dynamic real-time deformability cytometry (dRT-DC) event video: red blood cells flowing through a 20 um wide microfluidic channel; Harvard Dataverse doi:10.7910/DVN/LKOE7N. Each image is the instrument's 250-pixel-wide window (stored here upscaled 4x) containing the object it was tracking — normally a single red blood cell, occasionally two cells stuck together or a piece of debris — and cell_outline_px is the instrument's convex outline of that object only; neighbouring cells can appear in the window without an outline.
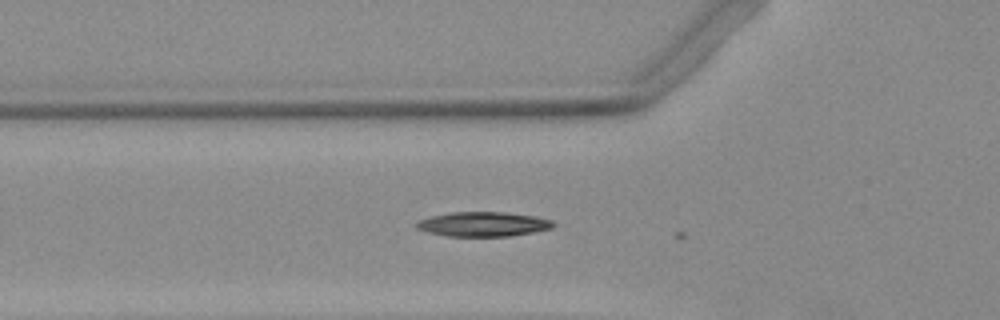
{"species": "Egyptian fruit bat (a non-hibernating species)", "species_latin": "Rousettus aegyptiacus", "temperature_condition": "warm", "stored_images_in_passage": 3, "camera_frame_rate_fps": 3000, "um_per_image_px": 0.085, "animal": {"sex": "female"}, "frame": {"image": 1, "passage_image": 2, "time_ms": 0.333, "image_size_px": [1000, 320], "cell_outline_px": [[556, 224], [552, 228], [532, 232], [508, 236], [448, 236], [428, 232], [416, 228], [416, 224], [420, 220], [432, 216], [452, 212], [504, 212], [536, 216], [552, 220]], "centroid_in_image_um": [41.1, 19.05], "position_along_channel_um": 84.7, "area_um2": 19.42}}